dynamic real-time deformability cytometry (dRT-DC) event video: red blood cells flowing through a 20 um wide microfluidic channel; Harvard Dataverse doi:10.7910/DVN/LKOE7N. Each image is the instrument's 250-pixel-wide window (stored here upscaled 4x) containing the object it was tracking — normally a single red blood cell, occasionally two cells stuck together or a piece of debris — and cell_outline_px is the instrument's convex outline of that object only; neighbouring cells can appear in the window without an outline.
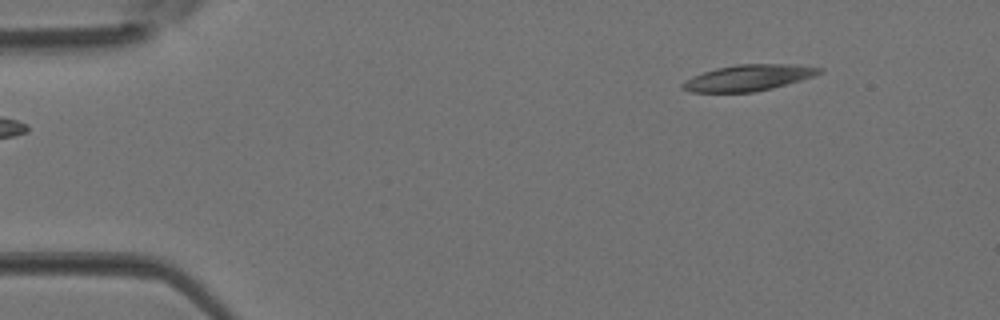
{"species": "Egyptian fruit bat (a non-hibernating species)", "species_latin": "Rousettus aegyptiacus", "temperature_condition": "room temperature", "stored_images_in_passage": 3, "camera_frame_rate_fps": 3000, "um_per_image_px": 0.085, "animal": {"sex": "female"}, "frame": {"image": 1, "passage_image": 3, "time_ms": 0.667, "image_size_px": [1000, 320], "cell_outline_px": [[824, 72], [800, 80], [772, 88], [752, 92], [688, 92], [680, 88], [680, 84], [684, 80], [692, 76], [716, 68], [736, 64], [796, 64], [824, 68]], "centroid_in_image_um": [63.58, 6.6], "position_along_channel_um": 21.4, "area_um2": 20.92}}